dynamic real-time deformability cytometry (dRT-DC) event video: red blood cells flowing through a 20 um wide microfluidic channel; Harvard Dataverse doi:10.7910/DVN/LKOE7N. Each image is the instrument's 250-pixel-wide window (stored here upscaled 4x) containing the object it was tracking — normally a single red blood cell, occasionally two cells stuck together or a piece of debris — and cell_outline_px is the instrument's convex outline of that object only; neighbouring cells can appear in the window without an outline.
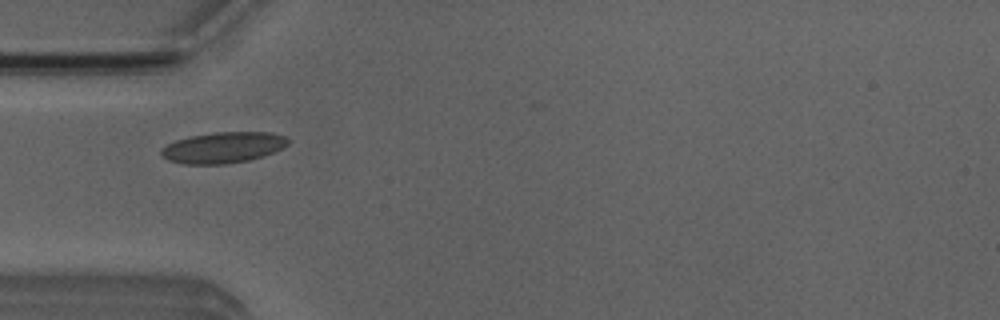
{"species": "Egyptian fruit bat (a non-hibernating species)", "species_latin": "Rousettus aegyptiacus", "temperature_condition": "room temperature", "stored_images_in_passage": 13, "camera_frame_rate_fps": 3000, "um_per_image_px": 0.085, "animal": {"sex": "male"}, "frame": {"image": 1, "passage_image": 4, "time_ms": 1.0, "image_size_px": [1000, 320], "cell_outline_px": [[292, 140], [284, 148], [264, 156], [248, 160], [224, 164], [184, 164], [168, 160], [160, 152], [160, 148], [176, 140], [192, 136], [216, 132], [272, 132], [288, 136]], "centroid_in_image_um": [19.04, 12.53], "position_along_channel_um": 66.0, "area_um2": 23.06}}
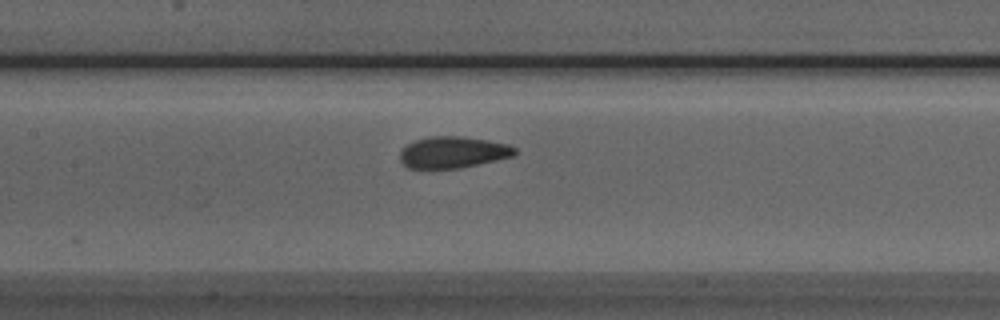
{"frame": {"image": 2, "passage_image": 12, "time_ms": 3.667, "image_size_px": [1000, 320], "cell_outline_px": [[516, 152], [512, 156], [496, 160], [460, 168], [408, 168], [400, 160], [400, 152], [408, 144], [416, 140], [428, 136], [464, 136], [488, 140], [508, 144], [516, 148]], "centroid_in_image_um": [38.5, 12.93], "position_along_channel_um": 168.9, "area_um2": 20.98}}